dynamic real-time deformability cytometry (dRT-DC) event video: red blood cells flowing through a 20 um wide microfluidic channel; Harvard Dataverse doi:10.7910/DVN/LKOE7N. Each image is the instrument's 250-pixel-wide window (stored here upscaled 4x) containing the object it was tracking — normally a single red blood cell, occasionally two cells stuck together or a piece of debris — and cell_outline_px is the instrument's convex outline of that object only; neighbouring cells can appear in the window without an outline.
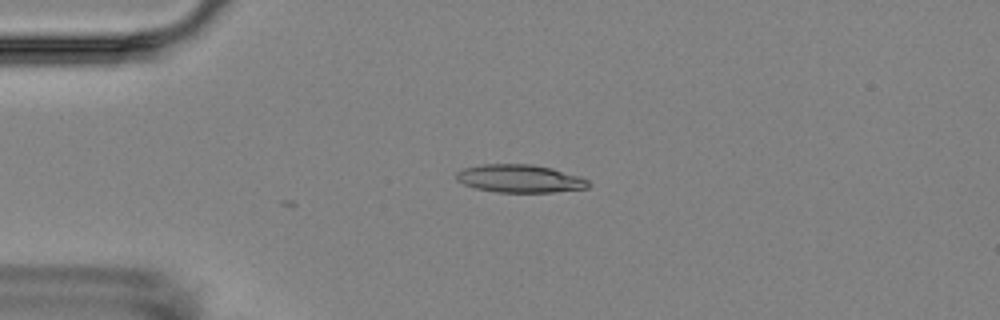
{"species": "Egyptian fruit bat (a non-hibernating species)", "species_latin": "Rousettus aegyptiacus", "temperature_condition": "room temperature", "stored_images_in_passage": 3, "camera_frame_rate_fps": 3000, "um_per_image_px": 0.085, "animal": {"sex": "female"}, "frame": {"image": 1, "passage_image": 1, "time_ms": 0.0, "image_size_px": [1000, 320], "cell_outline_px": [[588, 188], [552, 192], [496, 192], [476, 188], [464, 184], [456, 180], [456, 172], [464, 168], [480, 164], [532, 164], [552, 168], [580, 176], [588, 180]], "centroid_in_image_um": [44.17, 15.17], "position_along_channel_um": 40.8, "area_um2": 21.5}}
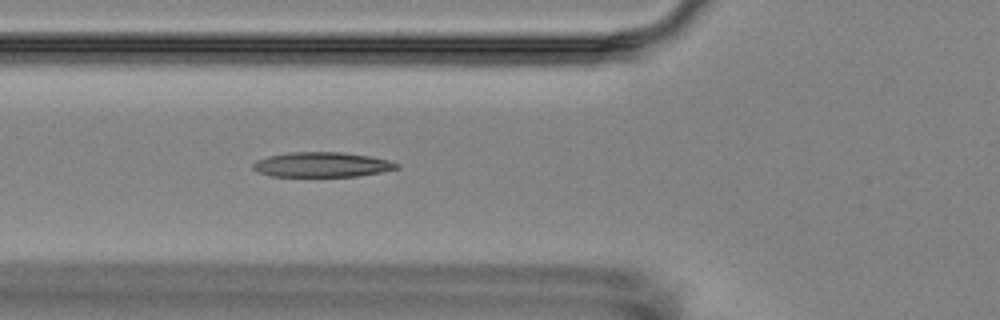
{"frame": {"image": 2, "passage_image": 3, "time_ms": 2.333, "image_size_px": [1000, 320], "cell_outline_px": [[400, 168], [380, 172], [356, 176], [272, 176], [256, 172], [252, 168], [252, 164], [256, 160], [268, 156], [288, 152], [340, 152], [372, 156], [388, 160], [400, 164]], "centroid_in_image_um": [27.35, 13.99], "position_along_channel_um": 98.5, "area_um2": 20.92}}